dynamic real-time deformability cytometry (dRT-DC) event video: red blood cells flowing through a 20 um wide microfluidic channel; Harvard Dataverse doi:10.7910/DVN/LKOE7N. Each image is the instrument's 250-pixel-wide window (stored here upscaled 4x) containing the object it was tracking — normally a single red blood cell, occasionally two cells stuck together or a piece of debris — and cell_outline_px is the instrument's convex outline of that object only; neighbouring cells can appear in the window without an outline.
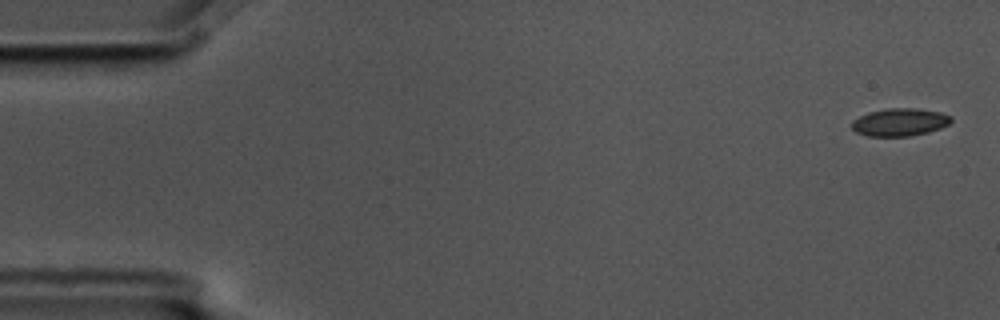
{"species": "common noctule bat (a hibernating species)", "species_latin": "Nyctalus noctula", "temperature_condition": "cold", "stored_images_in_passage": 11, "camera_frame_rate_fps": 3000, "um_per_image_px": 0.085, "animal": {"sex": "male", "body_mass_g": 17.5, "forearm_length_mm": 52.3}, "frame": {"image": 1, "passage_image": 1, "time_ms": 0.0, "image_size_px": [1000, 320], "cell_outline_px": [[952, 120], [948, 124], [940, 128], [928, 132], [908, 136], [868, 136], [856, 132], [852, 128], [852, 120], [868, 112], [888, 108], [916, 108], [940, 112], [952, 116]], "centroid_in_image_um": [76.48, 10.38], "position_along_channel_um": 8.5, "area_um2": 16.01}}
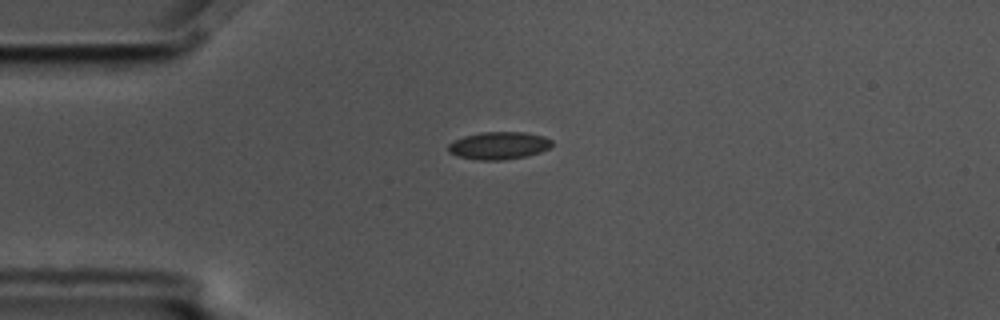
{"frame": {"image": 2, "passage_image": 4, "time_ms": 1.0, "image_size_px": [1000, 320], "cell_outline_px": [[552, 144], [548, 148], [540, 152], [528, 156], [504, 160], [476, 160], [456, 156], [448, 152], [448, 144], [452, 140], [464, 136], [480, 132], [524, 132], [544, 136], [552, 140]], "centroid_in_image_um": [42.36, 12.38], "position_along_channel_um": 42.6, "area_um2": 16.88}}
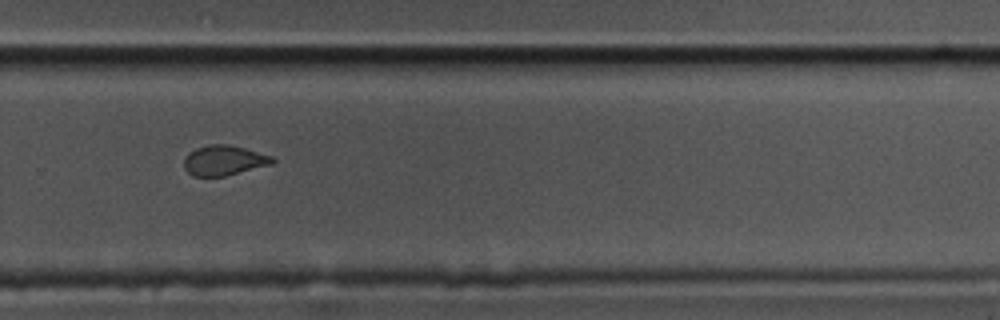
{"frame": {"image": 3, "passage_image": 11, "time_ms": 3.333, "image_size_px": [1000, 320], "cell_outline_px": [[276, 160], [272, 164], [224, 176], [192, 176], [184, 168], [184, 156], [188, 152], [196, 148], [208, 144], [228, 144], [244, 148], [272, 156]], "centroid_in_image_um": [19.0, 13.62], "position_along_channel_um": 310.8, "area_um2": 15.49}}